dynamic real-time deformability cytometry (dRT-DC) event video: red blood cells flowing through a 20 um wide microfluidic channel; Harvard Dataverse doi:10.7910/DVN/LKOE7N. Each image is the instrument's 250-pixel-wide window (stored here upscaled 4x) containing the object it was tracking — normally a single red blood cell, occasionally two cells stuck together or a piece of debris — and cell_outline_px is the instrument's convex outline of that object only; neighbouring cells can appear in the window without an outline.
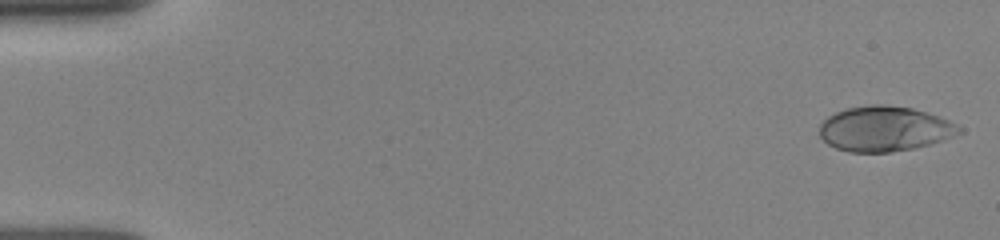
{"species": "human", "species_latin": "Homo sapiens", "temperature_condition": "room temperature", "stored_images_in_passage": 51, "camera_frame_rate_fps": 3000, "um_per_image_px": 0.085, "donor": {"sex": "female"}, "frame": {"image": 1, "passage_image": 1, "time_ms": 0.0, "image_size_px": [1000, 240], "cell_outline_px": [[964, 132], [928, 144], [912, 148], [892, 152], [848, 152], [836, 148], [828, 144], [820, 136], [820, 124], [828, 116], [836, 112], [848, 108], [872, 104], [884, 104], [912, 108], [948, 120], [964, 128]], "centroid_in_image_um": [75.17, 10.95], "position_along_channel_um": 9.8, "area_um2": 36.41}}
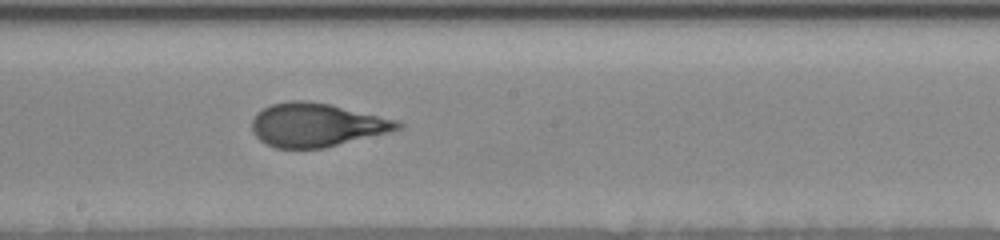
{"frame": {"image": 2, "passage_image": 28, "time_ms": 9.0, "image_size_px": [1000, 240], "cell_outline_px": [[404, 124], [400, 128], [388, 132], [324, 148], [276, 148], [264, 144], [252, 132], [252, 120], [256, 112], [272, 104], [288, 100], [304, 100], [328, 104], [396, 120]], "centroid_in_image_um": [26.84, 10.62], "position_along_channel_um": 221.4, "area_um2": 36.65}}
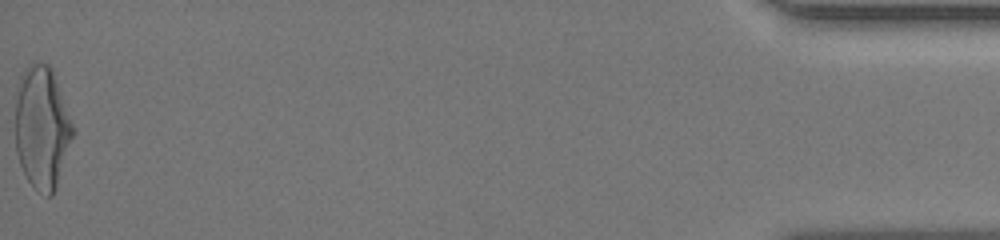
{"frame": {"image": 3, "passage_image": 51, "time_ms": 16.667, "image_size_px": [1000, 240], "cell_outline_px": [[76, 132], [52, 196], [48, 196], [36, 188], [28, 180], [20, 164], [16, 152], [16, 100], [20, 76], [24, 68], [36, 60], [48, 64], [52, 68], [76, 128]], "centroid_in_image_um": [3.6, 10.78], "position_along_channel_um": 431.6, "area_um2": 41.44}, "authors_computed_cell_mechanics": {"area_um2": 36.7608, "velocity_mm_per_s": 3.9223, "shape_relaxation_time_tau1_ms": 4.2409, "shape_relaxation_time_tau2_ms": null, "deformation_change_tau1": 0.2008, "deformation_change_tau2": null}}